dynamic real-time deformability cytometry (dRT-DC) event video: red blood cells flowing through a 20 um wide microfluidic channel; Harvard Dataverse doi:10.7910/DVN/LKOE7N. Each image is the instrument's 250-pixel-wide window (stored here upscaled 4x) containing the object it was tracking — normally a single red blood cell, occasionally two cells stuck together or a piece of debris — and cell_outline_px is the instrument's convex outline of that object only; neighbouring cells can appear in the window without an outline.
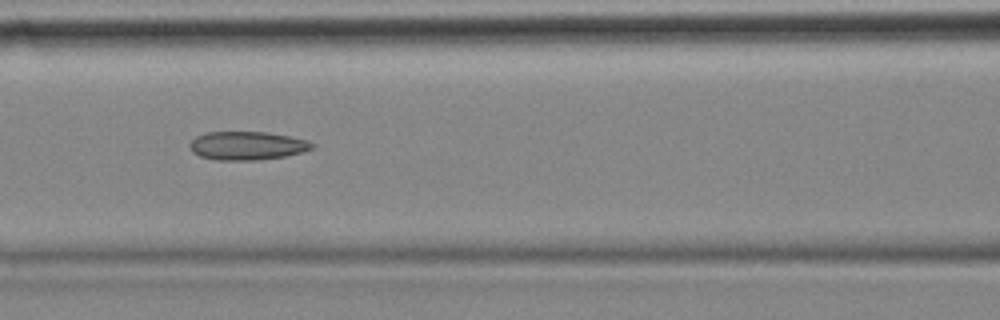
{"species": "common noctule bat (a hibernating species)", "species_latin": "Nyctalus noctula", "temperature_condition": "cold", "stored_images_in_passage": 8, "camera_frame_rate_fps": 3000, "um_per_image_px": 0.085, "animal": {"sex": "female", "body_mass_g": 18.4}, "frame": {"image": 1, "passage_image": 7, "time_ms": 2.0, "image_size_px": [1000, 320], "cell_outline_px": [[316, 144], [312, 148], [304, 152], [284, 156], [256, 160], [216, 160], [200, 156], [192, 152], [188, 144], [196, 136], [204, 132], [268, 132], [308, 140]], "centroid_in_image_um": [20.99, 12.38], "position_along_channel_um": 145.6, "area_um2": 20.4}}
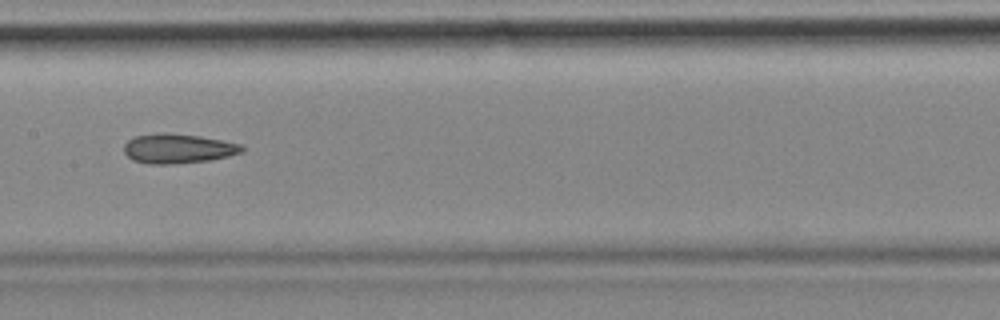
{"frame": {"image": 2, "passage_image": 8, "time_ms": 2.333, "image_size_px": [1000, 320], "cell_outline_px": [[244, 152], [212, 160], [168, 164], [152, 164], [132, 160], [124, 152], [124, 144], [128, 140], [136, 136], [164, 132], [200, 136], [240, 144], [244, 148]], "centroid_in_image_um": [15.13, 12.63], "position_along_channel_um": 192.3, "area_um2": 20.23}}